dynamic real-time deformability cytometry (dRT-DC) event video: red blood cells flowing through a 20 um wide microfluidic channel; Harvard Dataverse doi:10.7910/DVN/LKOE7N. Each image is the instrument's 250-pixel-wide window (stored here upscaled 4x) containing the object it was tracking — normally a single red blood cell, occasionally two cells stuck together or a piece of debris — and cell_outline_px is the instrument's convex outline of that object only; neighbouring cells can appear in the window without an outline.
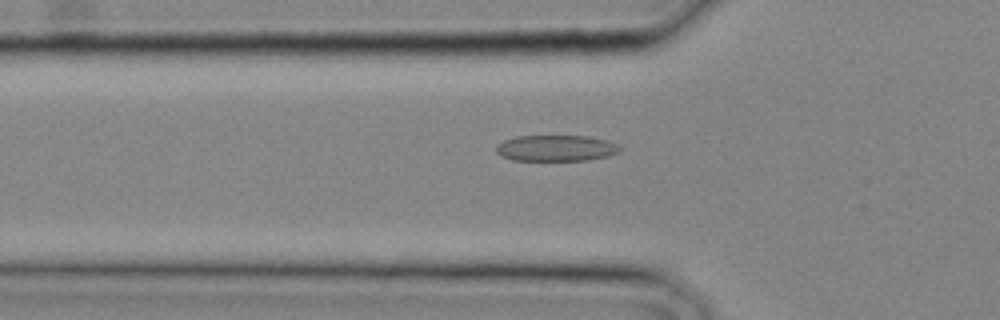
{"species": "common noctule bat (a hibernating species)", "species_latin": "Nyctalus noctula", "temperature_condition": "cold", "stored_images_in_passage": 24, "camera_frame_rate_fps": 3000, "um_per_image_px": 0.085, "animal": {"sex": "male", "body_mass_g": 20.4}, "frame": {"image": 1, "passage_image": 6, "time_ms": 1.667, "image_size_px": [1000, 320], "cell_outline_px": [[624, 148], [620, 152], [608, 156], [588, 160], [512, 160], [500, 156], [496, 152], [496, 144], [504, 140], [516, 136], [588, 136], [604, 140], [616, 144]], "centroid_in_image_um": [47.25, 12.59], "position_along_channel_um": 78.6, "area_um2": 18.9}}
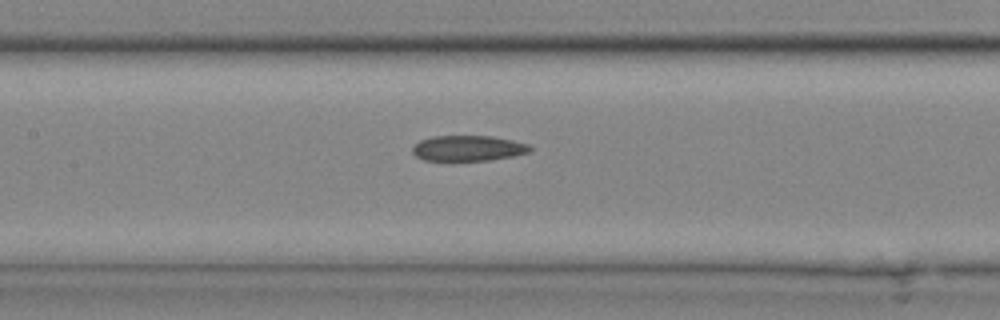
{"frame": {"image": 2, "passage_image": 10, "time_ms": 3.0, "image_size_px": [1000, 320], "cell_outline_px": [[532, 148], [528, 152], [512, 156], [492, 160], [424, 160], [416, 156], [412, 152], [412, 148], [420, 140], [432, 136], [492, 136], [512, 140], [528, 144]], "centroid_in_image_um": [39.78, 12.59], "position_along_channel_um": 167.6, "area_um2": 17.34}}
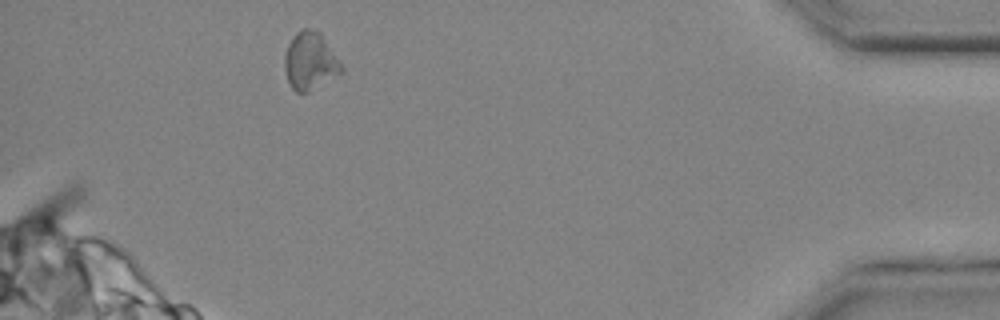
{"frame": {"image": 3, "passage_image": 23, "time_ms": 7.333, "image_size_px": [1000, 320], "cell_outline_px": [[344, 72], [308, 92], [296, 92], [292, 88], [288, 80], [284, 68], [284, 52], [288, 44], [296, 32], [304, 28], [312, 28], [320, 32], [344, 68]], "centroid_in_image_um": [26.35, 5.19], "position_along_channel_um": 408.8, "area_um2": 19.13}}